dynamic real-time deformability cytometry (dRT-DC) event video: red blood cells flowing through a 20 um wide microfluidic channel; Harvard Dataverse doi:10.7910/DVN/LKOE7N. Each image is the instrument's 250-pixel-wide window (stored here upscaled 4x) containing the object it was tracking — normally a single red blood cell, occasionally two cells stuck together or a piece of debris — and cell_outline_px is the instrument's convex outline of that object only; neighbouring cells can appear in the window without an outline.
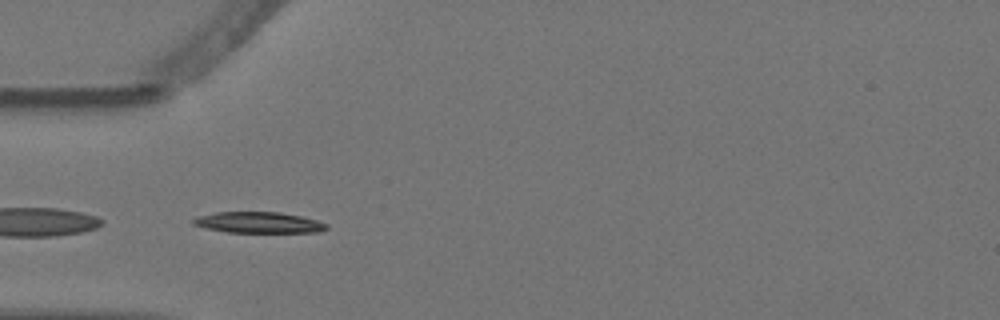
{"species": "Egyptian fruit bat (a non-hibernating species)", "species_latin": "Rousettus aegyptiacus", "temperature_condition": "warm", "stored_images_in_passage": 7, "segment_of_instrument_passage": [2, 2], "camera_frame_rate_fps": 3000, "um_per_image_px": 0.085, "animal": {"sex": "female"}, "frame": {"image": 1, "passage_image": 5, "time_ms": 1.333, "image_size_px": [1000, 320], "cell_outline_px": [[328, 228], [320, 232], [228, 232], [208, 228], [192, 224], [192, 220], [200, 216], [216, 212], [280, 212], [300, 216], [316, 220], [328, 224]], "centroid_in_image_um": [22.02, 18.91], "position_along_channel_um": 63.0, "area_um2": 16.13}}